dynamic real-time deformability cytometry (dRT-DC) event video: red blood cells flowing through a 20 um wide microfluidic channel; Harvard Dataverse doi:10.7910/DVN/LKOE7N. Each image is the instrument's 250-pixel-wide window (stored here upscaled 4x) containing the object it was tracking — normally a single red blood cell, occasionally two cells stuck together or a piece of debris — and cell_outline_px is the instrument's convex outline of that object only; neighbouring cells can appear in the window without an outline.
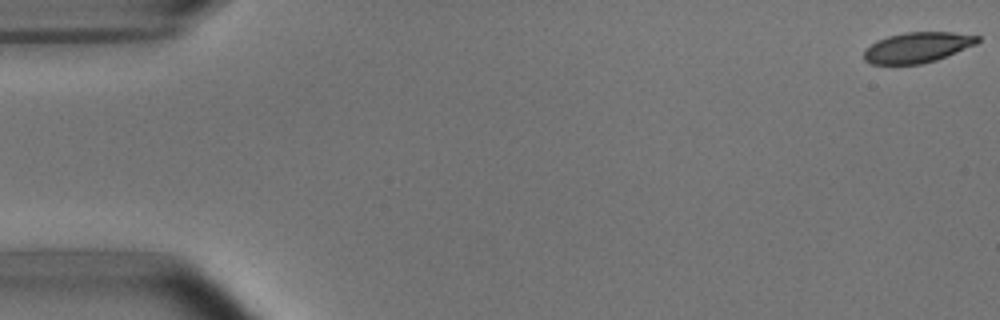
{"species": "common noctule bat (a hibernating species)", "species_latin": "Nyctalus noctula", "temperature_condition": "room temperature", "stored_images_in_passage": 54, "segment_of_instrument_passage": [1, 2], "camera_frame_rate_fps": 3000, "um_per_image_px": 0.085, "animal": {"sex": "male", "body_mass_g": 15.6}, "frame": {"image": 1, "passage_image": 1, "time_ms": 0.0, "image_size_px": [1000, 320], "cell_outline_px": [[980, 40], [976, 44], [936, 60], [920, 64], [872, 64], [864, 60], [864, 48], [876, 40], [888, 36], [904, 32], [952, 32], [980, 36]], "centroid_in_image_um": [77.94, 4.02], "position_along_channel_um": 7.1, "area_um2": 20.17}}
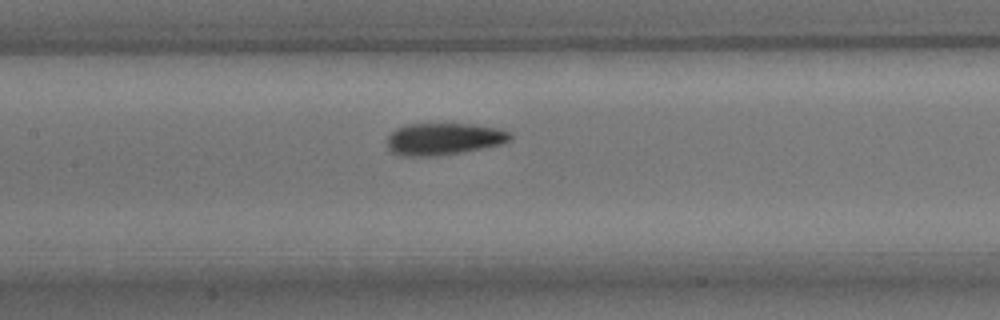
{"frame": {"image": 2, "passage_image": 25, "time_ms": 8.0, "image_size_px": [1000, 320], "cell_outline_px": [[512, 140], [504, 144], [440, 156], [400, 156], [392, 152], [388, 148], [388, 136], [396, 128], [408, 124], [472, 124], [500, 128], [508, 132], [512, 136]], "centroid_in_image_um": [37.74, 11.82], "position_along_channel_um": 169.7, "area_um2": 23.12}}
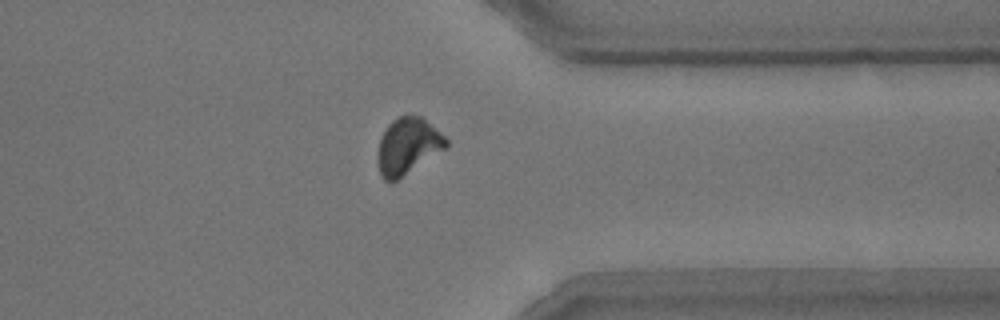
{"frame": {"image": 3, "passage_image": 42, "time_ms": 13.667, "image_size_px": [1000, 320], "cell_outline_px": [[448, 148], [396, 180], [384, 180], [380, 172], [376, 160], [376, 156], [380, 140], [388, 124], [392, 120], [400, 116], [420, 116], [440, 132], [448, 140]], "centroid_in_image_um": [34.67, 12.42], "position_along_channel_um": 376.7, "area_um2": 22.31}}